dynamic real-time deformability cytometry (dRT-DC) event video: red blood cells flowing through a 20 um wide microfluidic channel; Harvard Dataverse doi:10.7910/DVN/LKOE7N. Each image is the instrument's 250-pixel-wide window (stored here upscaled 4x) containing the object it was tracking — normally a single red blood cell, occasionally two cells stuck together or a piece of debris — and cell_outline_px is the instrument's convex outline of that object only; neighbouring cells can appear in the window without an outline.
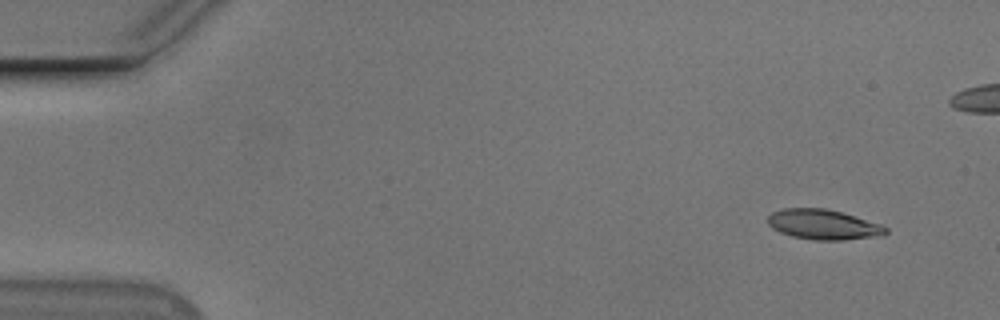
{"species": "Egyptian fruit bat (a non-hibernating species)", "species_latin": "Rousettus aegyptiacus", "temperature_condition": "cold", "stored_images_in_passage": 5, "camera_frame_rate_fps": 3000, "um_per_image_px": 0.085, "animal": {"sex": "male"}, "frame": {"image": 1, "passage_image": 1, "time_ms": 0.0, "image_size_px": [1000, 320], "cell_outline_px": [[888, 232], [884, 236], [844, 240], [812, 240], [792, 236], [780, 232], [772, 228], [768, 224], [768, 216], [772, 212], [784, 208], [824, 208], [840, 212], [880, 224], [888, 228]], "centroid_in_image_um": [69.99, 19.1], "position_along_channel_um": 15.0, "area_um2": 20.69}}